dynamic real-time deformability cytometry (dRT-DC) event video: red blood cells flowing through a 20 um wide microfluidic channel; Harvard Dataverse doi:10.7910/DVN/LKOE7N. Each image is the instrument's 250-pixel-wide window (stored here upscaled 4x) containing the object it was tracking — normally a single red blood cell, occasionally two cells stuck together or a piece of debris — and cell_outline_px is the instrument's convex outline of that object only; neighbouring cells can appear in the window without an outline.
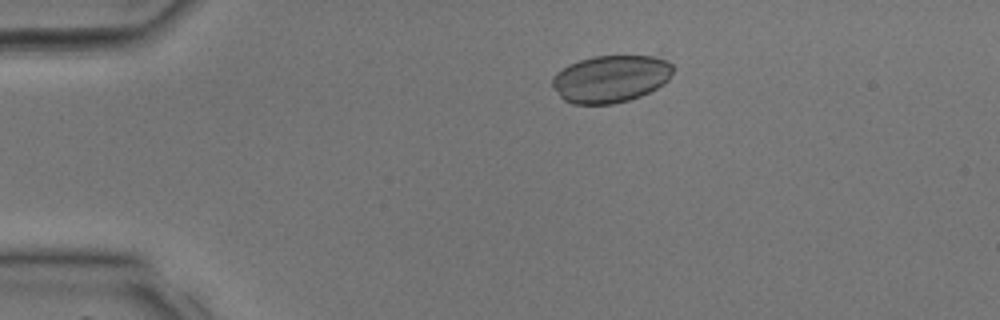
{"species": "common noctule bat (a hibernating species)", "species_latin": "Nyctalus noctula", "temperature_condition": "room temperature", "stored_images_in_passage": 30, "camera_frame_rate_fps": 3000, "um_per_image_px": 0.085, "animal": {"sex": "male", "body_mass_g": 17.9, "forearm_length_mm": 54.2}, "frame": {"image": 1, "passage_image": 2, "time_ms": 0.333, "image_size_px": [1000, 320], "cell_outline_px": [[672, 72], [668, 80], [664, 84], [640, 96], [628, 100], [612, 104], [572, 104], [564, 100], [560, 96], [552, 84], [552, 76], [556, 72], [568, 64], [592, 56], [652, 56], [668, 60], [672, 64]], "centroid_in_image_um": [51.89, 6.69], "position_along_channel_um": 33.1, "area_um2": 33.23}}
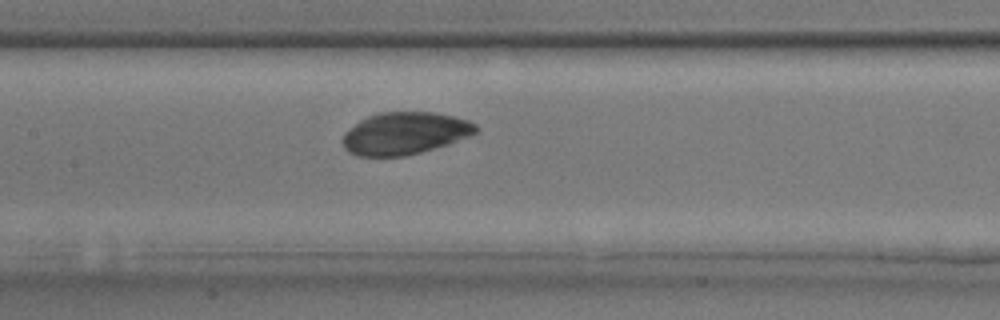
{"frame": {"image": 2, "passage_image": 12, "time_ms": 3.667, "image_size_px": [1000, 320], "cell_outline_px": [[480, 128], [476, 132], [468, 136], [448, 144], [420, 152], [404, 156], [356, 156], [348, 152], [344, 148], [344, 132], [360, 120], [368, 116], [380, 112], [436, 112], [468, 120], [476, 124]], "centroid_in_image_um": [34.41, 11.33], "position_along_channel_um": 173.0, "area_um2": 32.71}}
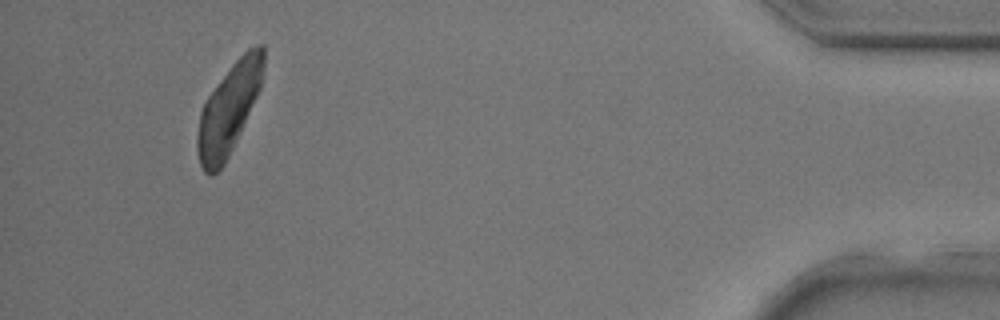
{"frame": {"image": 3, "passage_image": 28, "time_ms": 9.0, "image_size_px": [1000, 320], "cell_outline_px": [[264, 64], [260, 88], [232, 148], [224, 164], [212, 176], [208, 176], [204, 172], [200, 164], [196, 148], [196, 140], [200, 112], [208, 96], [232, 64], [248, 48], [260, 44], [264, 44]], "centroid_in_image_um": [19.43, 9.28], "position_along_channel_um": 415.8, "area_um2": 34.04}}